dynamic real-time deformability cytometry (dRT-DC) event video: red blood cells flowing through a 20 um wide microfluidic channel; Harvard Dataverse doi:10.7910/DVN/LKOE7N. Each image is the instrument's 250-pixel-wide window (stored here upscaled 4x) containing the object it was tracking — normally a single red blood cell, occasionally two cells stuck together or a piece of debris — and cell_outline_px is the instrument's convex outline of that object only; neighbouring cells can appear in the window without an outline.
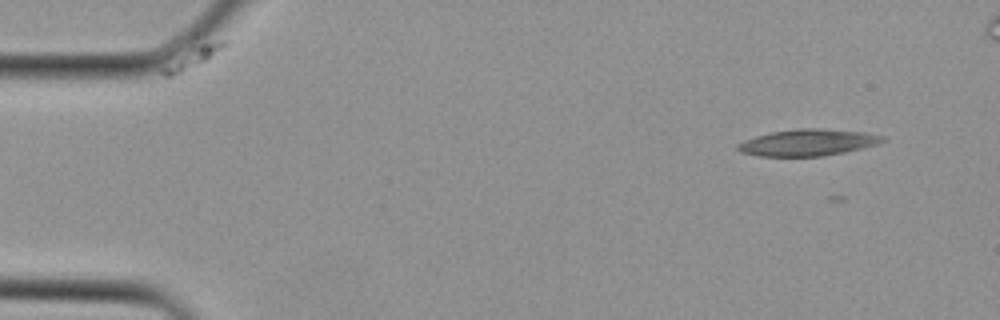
{"species": "Egyptian fruit bat (a non-hibernating species)", "species_latin": "Rousettus aegyptiacus", "temperature_condition": "cold", "stored_images_in_passage": 2, "camera_frame_rate_fps": 3000, "um_per_image_px": 0.085, "animal": {"sex": "female"}, "frame": {"image": 1, "passage_image": 2, "time_ms": 0.333, "image_size_px": [1000, 320], "cell_outline_px": [[888, 140], [880, 144], [844, 152], [820, 156], [760, 156], [740, 152], [736, 148], [736, 144], [744, 140], [756, 136], [772, 132], [800, 128], [820, 128], [864, 132], [884, 136]], "centroid_in_image_um": [68.69, 12.11], "position_along_channel_um": 16.3, "area_um2": 22.48}}